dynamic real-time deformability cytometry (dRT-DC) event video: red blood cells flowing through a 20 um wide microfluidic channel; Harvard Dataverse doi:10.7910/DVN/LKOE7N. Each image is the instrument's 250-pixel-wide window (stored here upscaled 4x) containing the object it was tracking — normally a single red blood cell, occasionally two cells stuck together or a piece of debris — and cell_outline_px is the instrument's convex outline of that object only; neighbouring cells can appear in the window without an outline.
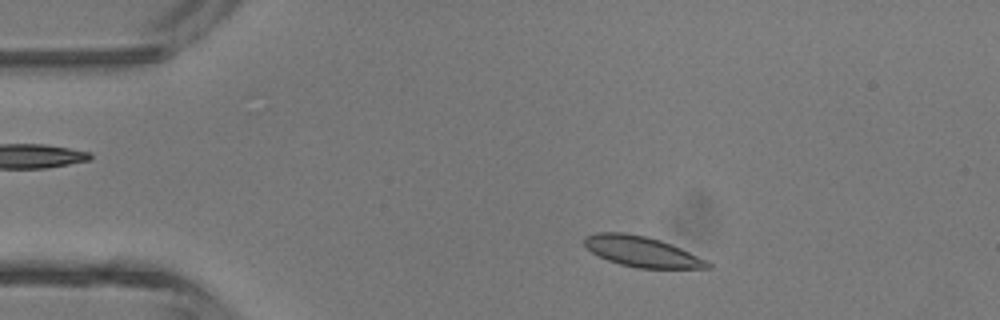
{"species": "common noctule bat (a hibernating species)", "species_latin": "Nyctalus noctula", "temperature_condition": "room temperature", "stored_images_in_passage": 2, "camera_frame_rate_fps": 3000, "um_per_image_px": 0.085, "animal": {"sex": "male", "body_mass_g": 13.3}, "frame": {"image": 1, "passage_image": 1, "time_ms": 0.0, "image_size_px": [1000, 320], "cell_outline_px": [[712, 268], [640, 268], [620, 264], [608, 260], [592, 252], [584, 244], [584, 236], [596, 232], [624, 232], [648, 236], [672, 244], [708, 260], [712, 264]], "centroid_in_image_um": [54.58, 21.37], "position_along_channel_um": 30.4, "area_um2": 21.96}}